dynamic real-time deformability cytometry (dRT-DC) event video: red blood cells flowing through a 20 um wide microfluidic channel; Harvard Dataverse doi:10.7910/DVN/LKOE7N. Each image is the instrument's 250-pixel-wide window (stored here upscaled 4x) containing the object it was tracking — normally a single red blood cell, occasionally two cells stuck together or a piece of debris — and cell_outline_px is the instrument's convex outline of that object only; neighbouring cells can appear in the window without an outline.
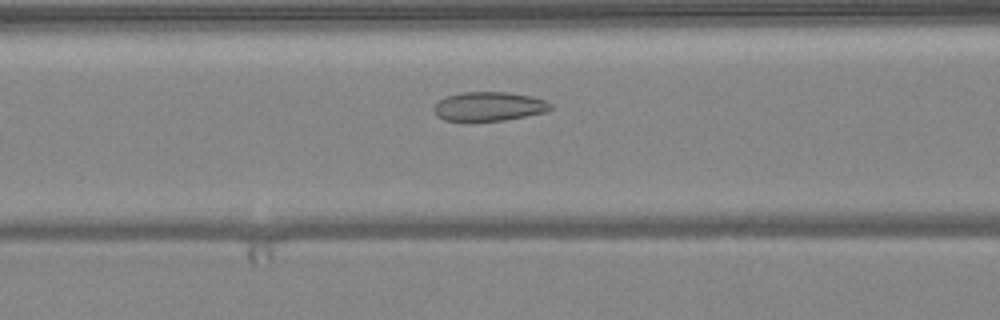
{"species": "common noctule bat (a hibernating species)", "species_latin": "Nyctalus noctula", "temperature_condition": "warm", "stored_images_in_passage": 35, "camera_frame_rate_fps": 3000, "um_per_image_px": 0.085, "animal": {"sex": "female", "body_mass_g": 24.6, "forearm_length_mm": 56.2}, "frame": {"image": 1, "passage_image": 5, "time_ms": 1.333, "image_size_px": [1000, 320], "cell_outline_px": [[552, 108], [544, 112], [504, 120], [444, 120], [432, 108], [440, 100], [448, 96], [460, 92], [508, 92], [528, 96], [544, 100], [552, 104]], "centroid_in_image_um": [41.57, 9.03], "position_along_channel_um": 125.0, "area_um2": 19.25}}
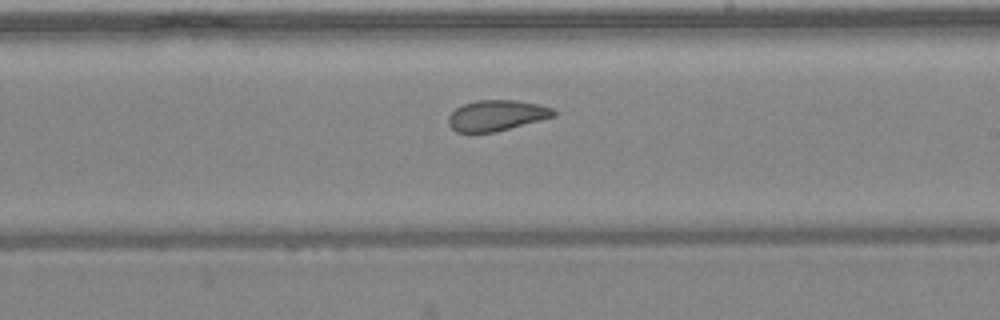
{"frame": {"image": 2, "passage_image": 14, "time_ms": 4.333, "image_size_px": [1000, 320], "cell_outline_px": [[556, 116], [496, 132], [456, 132], [448, 124], [448, 116], [456, 108], [464, 104], [476, 100], [516, 100], [536, 104], [552, 108], [556, 112]], "centroid_in_image_um": [42.2, 9.82], "position_along_channel_um": 246.8, "area_um2": 18.79}}
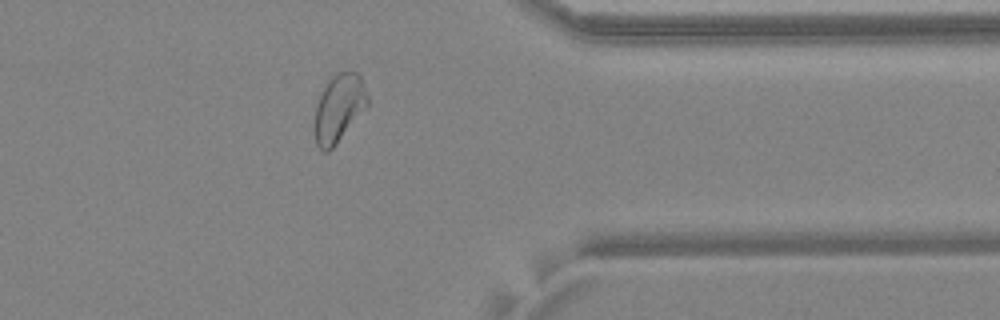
{"frame": {"image": 3, "passage_image": 25, "time_ms": 8.0, "image_size_px": [1000, 320], "cell_outline_px": [[368, 104], [336, 144], [328, 152], [324, 152], [316, 144], [316, 104], [328, 80], [336, 72], [356, 72], [360, 76], [364, 84], [368, 96]], "centroid_in_image_um": [28.82, 9.16], "position_along_channel_um": 382.6, "area_um2": 20.35}, "authors_computed_cell_mechanics": {"area_um2": 20.23, "velocity_mm_per_s": 4.0581, "shape_relaxation_time_tau1_ms": null, "shape_relaxation_time_tau2_ms": 1.5673, "deformation_change_tau1": null, "deformation_change_tau2": 0.0692}}